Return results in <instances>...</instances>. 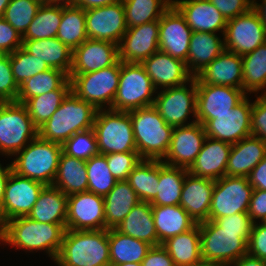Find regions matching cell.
<instances>
[{"label":"cell","instance_id":"obj_1","mask_svg":"<svg viewBox=\"0 0 266 266\" xmlns=\"http://www.w3.org/2000/svg\"><path fill=\"white\" fill-rule=\"evenodd\" d=\"M66 225L43 223L31 218L17 217L1 226V241L28 251L45 250L55 261L63 241Z\"/></svg>","mask_w":266,"mask_h":266},{"label":"cell","instance_id":"obj_2","mask_svg":"<svg viewBox=\"0 0 266 266\" xmlns=\"http://www.w3.org/2000/svg\"><path fill=\"white\" fill-rule=\"evenodd\" d=\"M55 262L58 266H109V229H66Z\"/></svg>","mask_w":266,"mask_h":266},{"label":"cell","instance_id":"obj_3","mask_svg":"<svg viewBox=\"0 0 266 266\" xmlns=\"http://www.w3.org/2000/svg\"><path fill=\"white\" fill-rule=\"evenodd\" d=\"M97 111L71 90L56 112L38 129V135L44 140L63 145L74 134L92 129Z\"/></svg>","mask_w":266,"mask_h":266},{"label":"cell","instance_id":"obj_4","mask_svg":"<svg viewBox=\"0 0 266 266\" xmlns=\"http://www.w3.org/2000/svg\"><path fill=\"white\" fill-rule=\"evenodd\" d=\"M128 113L140 158L163 161L170 146L173 127L165 122L153 105Z\"/></svg>","mask_w":266,"mask_h":266},{"label":"cell","instance_id":"obj_5","mask_svg":"<svg viewBox=\"0 0 266 266\" xmlns=\"http://www.w3.org/2000/svg\"><path fill=\"white\" fill-rule=\"evenodd\" d=\"M62 153V145L42 139L39 135L14 156L12 171L17 175L52 185Z\"/></svg>","mask_w":266,"mask_h":266},{"label":"cell","instance_id":"obj_6","mask_svg":"<svg viewBox=\"0 0 266 266\" xmlns=\"http://www.w3.org/2000/svg\"><path fill=\"white\" fill-rule=\"evenodd\" d=\"M203 261L230 266L247 254L249 235L245 231L224 230L214 221L199 223Z\"/></svg>","mask_w":266,"mask_h":266},{"label":"cell","instance_id":"obj_7","mask_svg":"<svg viewBox=\"0 0 266 266\" xmlns=\"http://www.w3.org/2000/svg\"><path fill=\"white\" fill-rule=\"evenodd\" d=\"M93 129L99 154L137 152L128 112L111 109L98 110Z\"/></svg>","mask_w":266,"mask_h":266},{"label":"cell","instance_id":"obj_8","mask_svg":"<svg viewBox=\"0 0 266 266\" xmlns=\"http://www.w3.org/2000/svg\"><path fill=\"white\" fill-rule=\"evenodd\" d=\"M156 90L141 63L121 62L119 84L110 109L129 112L152 106Z\"/></svg>","mask_w":266,"mask_h":266},{"label":"cell","instance_id":"obj_9","mask_svg":"<svg viewBox=\"0 0 266 266\" xmlns=\"http://www.w3.org/2000/svg\"><path fill=\"white\" fill-rule=\"evenodd\" d=\"M38 136L34 125L23 103L17 101L0 104V153L14 156L27 143Z\"/></svg>","mask_w":266,"mask_h":266},{"label":"cell","instance_id":"obj_10","mask_svg":"<svg viewBox=\"0 0 266 266\" xmlns=\"http://www.w3.org/2000/svg\"><path fill=\"white\" fill-rule=\"evenodd\" d=\"M121 61L114 65L83 74H69L71 90L97 110L111 108L119 84Z\"/></svg>","mask_w":266,"mask_h":266},{"label":"cell","instance_id":"obj_11","mask_svg":"<svg viewBox=\"0 0 266 266\" xmlns=\"http://www.w3.org/2000/svg\"><path fill=\"white\" fill-rule=\"evenodd\" d=\"M187 84L164 88L155 96L154 107L157 109L165 122L174 127L186 126L197 122V87L196 77ZM192 113L194 121L186 123L188 116Z\"/></svg>","mask_w":266,"mask_h":266},{"label":"cell","instance_id":"obj_12","mask_svg":"<svg viewBox=\"0 0 266 266\" xmlns=\"http://www.w3.org/2000/svg\"><path fill=\"white\" fill-rule=\"evenodd\" d=\"M253 190L248 177L224 176L216 180L208 220L248 212Z\"/></svg>","mask_w":266,"mask_h":266},{"label":"cell","instance_id":"obj_13","mask_svg":"<svg viewBox=\"0 0 266 266\" xmlns=\"http://www.w3.org/2000/svg\"><path fill=\"white\" fill-rule=\"evenodd\" d=\"M225 50L244 55L266 42L265 28L252 8L248 12L227 20L223 34Z\"/></svg>","mask_w":266,"mask_h":266},{"label":"cell","instance_id":"obj_14","mask_svg":"<svg viewBox=\"0 0 266 266\" xmlns=\"http://www.w3.org/2000/svg\"><path fill=\"white\" fill-rule=\"evenodd\" d=\"M196 120L203 126L215 115L231 112L247 95L243 89L222 85L202 84L196 78Z\"/></svg>","mask_w":266,"mask_h":266},{"label":"cell","instance_id":"obj_15","mask_svg":"<svg viewBox=\"0 0 266 266\" xmlns=\"http://www.w3.org/2000/svg\"><path fill=\"white\" fill-rule=\"evenodd\" d=\"M252 106L253 102L246 96L231 112L215 115V119H210L204 125L207 137L233 145L251 136Z\"/></svg>","mask_w":266,"mask_h":266},{"label":"cell","instance_id":"obj_16","mask_svg":"<svg viewBox=\"0 0 266 266\" xmlns=\"http://www.w3.org/2000/svg\"><path fill=\"white\" fill-rule=\"evenodd\" d=\"M46 185L11 171L2 204V225L17 217H26Z\"/></svg>","mask_w":266,"mask_h":266},{"label":"cell","instance_id":"obj_17","mask_svg":"<svg viewBox=\"0 0 266 266\" xmlns=\"http://www.w3.org/2000/svg\"><path fill=\"white\" fill-rule=\"evenodd\" d=\"M88 39L119 45L127 28L123 2L85 10Z\"/></svg>","mask_w":266,"mask_h":266},{"label":"cell","instance_id":"obj_18","mask_svg":"<svg viewBox=\"0 0 266 266\" xmlns=\"http://www.w3.org/2000/svg\"><path fill=\"white\" fill-rule=\"evenodd\" d=\"M66 229H105L104 197L90 191L69 195Z\"/></svg>","mask_w":266,"mask_h":266},{"label":"cell","instance_id":"obj_19","mask_svg":"<svg viewBox=\"0 0 266 266\" xmlns=\"http://www.w3.org/2000/svg\"><path fill=\"white\" fill-rule=\"evenodd\" d=\"M206 137L204 126L200 122L174 127L168 152L162 162L169 166L189 169Z\"/></svg>","mask_w":266,"mask_h":266},{"label":"cell","instance_id":"obj_20","mask_svg":"<svg viewBox=\"0 0 266 266\" xmlns=\"http://www.w3.org/2000/svg\"><path fill=\"white\" fill-rule=\"evenodd\" d=\"M192 29L172 4L159 19V50L187 61Z\"/></svg>","mask_w":266,"mask_h":266},{"label":"cell","instance_id":"obj_21","mask_svg":"<svg viewBox=\"0 0 266 266\" xmlns=\"http://www.w3.org/2000/svg\"><path fill=\"white\" fill-rule=\"evenodd\" d=\"M159 50V20L144 23L126 30L119 45V60L142 63Z\"/></svg>","mask_w":266,"mask_h":266},{"label":"cell","instance_id":"obj_22","mask_svg":"<svg viewBox=\"0 0 266 266\" xmlns=\"http://www.w3.org/2000/svg\"><path fill=\"white\" fill-rule=\"evenodd\" d=\"M119 60L118 45L104 40L87 39L73 50L70 74L98 71Z\"/></svg>","mask_w":266,"mask_h":266},{"label":"cell","instance_id":"obj_23","mask_svg":"<svg viewBox=\"0 0 266 266\" xmlns=\"http://www.w3.org/2000/svg\"><path fill=\"white\" fill-rule=\"evenodd\" d=\"M156 89L177 87L193 78L186 63L158 50L141 63Z\"/></svg>","mask_w":266,"mask_h":266},{"label":"cell","instance_id":"obj_24","mask_svg":"<svg viewBox=\"0 0 266 266\" xmlns=\"http://www.w3.org/2000/svg\"><path fill=\"white\" fill-rule=\"evenodd\" d=\"M193 32L224 34L227 20L209 0H172Z\"/></svg>","mask_w":266,"mask_h":266},{"label":"cell","instance_id":"obj_25","mask_svg":"<svg viewBox=\"0 0 266 266\" xmlns=\"http://www.w3.org/2000/svg\"><path fill=\"white\" fill-rule=\"evenodd\" d=\"M214 185L212 179L197 177L189 172L185 176L179 205L197 224L208 220Z\"/></svg>","mask_w":266,"mask_h":266},{"label":"cell","instance_id":"obj_26","mask_svg":"<svg viewBox=\"0 0 266 266\" xmlns=\"http://www.w3.org/2000/svg\"><path fill=\"white\" fill-rule=\"evenodd\" d=\"M243 59L224 50L195 77L202 84L222 85L243 89Z\"/></svg>","mask_w":266,"mask_h":266},{"label":"cell","instance_id":"obj_27","mask_svg":"<svg viewBox=\"0 0 266 266\" xmlns=\"http://www.w3.org/2000/svg\"><path fill=\"white\" fill-rule=\"evenodd\" d=\"M231 148L232 145L229 143L206 137L188 172L214 181L224 177Z\"/></svg>","mask_w":266,"mask_h":266},{"label":"cell","instance_id":"obj_28","mask_svg":"<svg viewBox=\"0 0 266 266\" xmlns=\"http://www.w3.org/2000/svg\"><path fill=\"white\" fill-rule=\"evenodd\" d=\"M265 156V141L252 135L243 138L232 145L225 176L248 177Z\"/></svg>","mask_w":266,"mask_h":266},{"label":"cell","instance_id":"obj_29","mask_svg":"<svg viewBox=\"0 0 266 266\" xmlns=\"http://www.w3.org/2000/svg\"><path fill=\"white\" fill-rule=\"evenodd\" d=\"M225 50L224 40L216 33L192 32L186 67L195 77Z\"/></svg>","mask_w":266,"mask_h":266},{"label":"cell","instance_id":"obj_30","mask_svg":"<svg viewBox=\"0 0 266 266\" xmlns=\"http://www.w3.org/2000/svg\"><path fill=\"white\" fill-rule=\"evenodd\" d=\"M22 48L32 56L44 61L50 68L59 69L69 76L73 51L57 37L23 40Z\"/></svg>","mask_w":266,"mask_h":266},{"label":"cell","instance_id":"obj_31","mask_svg":"<svg viewBox=\"0 0 266 266\" xmlns=\"http://www.w3.org/2000/svg\"><path fill=\"white\" fill-rule=\"evenodd\" d=\"M68 196L59 188L46 185L28 218L38 222L66 225Z\"/></svg>","mask_w":266,"mask_h":266},{"label":"cell","instance_id":"obj_32","mask_svg":"<svg viewBox=\"0 0 266 266\" xmlns=\"http://www.w3.org/2000/svg\"><path fill=\"white\" fill-rule=\"evenodd\" d=\"M158 245L192 229L197 223L180 205L152 206Z\"/></svg>","mask_w":266,"mask_h":266},{"label":"cell","instance_id":"obj_33","mask_svg":"<svg viewBox=\"0 0 266 266\" xmlns=\"http://www.w3.org/2000/svg\"><path fill=\"white\" fill-rule=\"evenodd\" d=\"M115 229L124 235L144 241L151 246L158 245L152 205L148 202L141 201L134 206Z\"/></svg>","mask_w":266,"mask_h":266},{"label":"cell","instance_id":"obj_34","mask_svg":"<svg viewBox=\"0 0 266 266\" xmlns=\"http://www.w3.org/2000/svg\"><path fill=\"white\" fill-rule=\"evenodd\" d=\"M140 201L127 180L117 181L104 196L105 229L116 228Z\"/></svg>","mask_w":266,"mask_h":266},{"label":"cell","instance_id":"obj_35","mask_svg":"<svg viewBox=\"0 0 266 266\" xmlns=\"http://www.w3.org/2000/svg\"><path fill=\"white\" fill-rule=\"evenodd\" d=\"M52 186L67 196L88 191L86 161L61 153Z\"/></svg>","mask_w":266,"mask_h":266},{"label":"cell","instance_id":"obj_36","mask_svg":"<svg viewBox=\"0 0 266 266\" xmlns=\"http://www.w3.org/2000/svg\"><path fill=\"white\" fill-rule=\"evenodd\" d=\"M161 245L175 266H192L202 261L199 224L187 232L167 239Z\"/></svg>","mask_w":266,"mask_h":266},{"label":"cell","instance_id":"obj_37","mask_svg":"<svg viewBox=\"0 0 266 266\" xmlns=\"http://www.w3.org/2000/svg\"><path fill=\"white\" fill-rule=\"evenodd\" d=\"M53 90H71V81L65 72L49 68L34 75L19 86L17 102L24 104L30 98Z\"/></svg>","mask_w":266,"mask_h":266},{"label":"cell","instance_id":"obj_38","mask_svg":"<svg viewBox=\"0 0 266 266\" xmlns=\"http://www.w3.org/2000/svg\"><path fill=\"white\" fill-rule=\"evenodd\" d=\"M188 169L169 166L159 160V184L152 206L179 205L181 190Z\"/></svg>","mask_w":266,"mask_h":266},{"label":"cell","instance_id":"obj_39","mask_svg":"<svg viewBox=\"0 0 266 266\" xmlns=\"http://www.w3.org/2000/svg\"><path fill=\"white\" fill-rule=\"evenodd\" d=\"M152 246L144 241L135 239L117 231L109 229V252L111 264L127 262L142 263L148 250Z\"/></svg>","mask_w":266,"mask_h":266},{"label":"cell","instance_id":"obj_40","mask_svg":"<svg viewBox=\"0 0 266 266\" xmlns=\"http://www.w3.org/2000/svg\"><path fill=\"white\" fill-rule=\"evenodd\" d=\"M56 37L72 51L88 39L85 10L62 4V17Z\"/></svg>","mask_w":266,"mask_h":266},{"label":"cell","instance_id":"obj_41","mask_svg":"<svg viewBox=\"0 0 266 266\" xmlns=\"http://www.w3.org/2000/svg\"><path fill=\"white\" fill-rule=\"evenodd\" d=\"M140 201L151 203L157 196L159 160L141 159L127 179Z\"/></svg>","mask_w":266,"mask_h":266},{"label":"cell","instance_id":"obj_42","mask_svg":"<svg viewBox=\"0 0 266 266\" xmlns=\"http://www.w3.org/2000/svg\"><path fill=\"white\" fill-rule=\"evenodd\" d=\"M243 59V91L248 94L266 93V42L254 51L242 55Z\"/></svg>","mask_w":266,"mask_h":266},{"label":"cell","instance_id":"obj_43","mask_svg":"<svg viewBox=\"0 0 266 266\" xmlns=\"http://www.w3.org/2000/svg\"><path fill=\"white\" fill-rule=\"evenodd\" d=\"M127 28L159 20L172 0H122Z\"/></svg>","mask_w":266,"mask_h":266},{"label":"cell","instance_id":"obj_44","mask_svg":"<svg viewBox=\"0 0 266 266\" xmlns=\"http://www.w3.org/2000/svg\"><path fill=\"white\" fill-rule=\"evenodd\" d=\"M62 17V4L41 5L22 40L56 37Z\"/></svg>","mask_w":266,"mask_h":266},{"label":"cell","instance_id":"obj_45","mask_svg":"<svg viewBox=\"0 0 266 266\" xmlns=\"http://www.w3.org/2000/svg\"><path fill=\"white\" fill-rule=\"evenodd\" d=\"M71 90H53L28 99L24 105L34 125L39 129L56 112Z\"/></svg>","mask_w":266,"mask_h":266},{"label":"cell","instance_id":"obj_46","mask_svg":"<svg viewBox=\"0 0 266 266\" xmlns=\"http://www.w3.org/2000/svg\"><path fill=\"white\" fill-rule=\"evenodd\" d=\"M88 176V191L96 195L106 196L115 186L117 180L106 162V157L102 154L92 156L86 161Z\"/></svg>","mask_w":266,"mask_h":266},{"label":"cell","instance_id":"obj_47","mask_svg":"<svg viewBox=\"0 0 266 266\" xmlns=\"http://www.w3.org/2000/svg\"><path fill=\"white\" fill-rule=\"evenodd\" d=\"M40 7L36 0H10L3 18L23 36Z\"/></svg>","mask_w":266,"mask_h":266},{"label":"cell","instance_id":"obj_48","mask_svg":"<svg viewBox=\"0 0 266 266\" xmlns=\"http://www.w3.org/2000/svg\"><path fill=\"white\" fill-rule=\"evenodd\" d=\"M10 65L18 86L34 75L46 71L50 67L44 62L26 52L22 47L9 54Z\"/></svg>","mask_w":266,"mask_h":266},{"label":"cell","instance_id":"obj_49","mask_svg":"<svg viewBox=\"0 0 266 266\" xmlns=\"http://www.w3.org/2000/svg\"><path fill=\"white\" fill-rule=\"evenodd\" d=\"M62 152L85 161L99 154L94 129L74 134L62 145Z\"/></svg>","mask_w":266,"mask_h":266},{"label":"cell","instance_id":"obj_50","mask_svg":"<svg viewBox=\"0 0 266 266\" xmlns=\"http://www.w3.org/2000/svg\"><path fill=\"white\" fill-rule=\"evenodd\" d=\"M104 156L117 181L127 180L131 171L141 161L138 152L110 153Z\"/></svg>","mask_w":266,"mask_h":266},{"label":"cell","instance_id":"obj_51","mask_svg":"<svg viewBox=\"0 0 266 266\" xmlns=\"http://www.w3.org/2000/svg\"><path fill=\"white\" fill-rule=\"evenodd\" d=\"M18 93L19 86L14 79L9 54H7L0 60V101H17Z\"/></svg>","mask_w":266,"mask_h":266},{"label":"cell","instance_id":"obj_52","mask_svg":"<svg viewBox=\"0 0 266 266\" xmlns=\"http://www.w3.org/2000/svg\"><path fill=\"white\" fill-rule=\"evenodd\" d=\"M252 136L258 137L266 142V93L253 102L251 112Z\"/></svg>","mask_w":266,"mask_h":266},{"label":"cell","instance_id":"obj_53","mask_svg":"<svg viewBox=\"0 0 266 266\" xmlns=\"http://www.w3.org/2000/svg\"><path fill=\"white\" fill-rule=\"evenodd\" d=\"M247 254L266 261V225L254 223L247 243Z\"/></svg>","mask_w":266,"mask_h":266},{"label":"cell","instance_id":"obj_54","mask_svg":"<svg viewBox=\"0 0 266 266\" xmlns=\"http://www.w3.org/2000/svg\"><path fill=\"white\" fill-rule=\"evenodd\" d=\"M213 221L224 230L245 231L249 236L254 226V222L247 212L219 217Z\"/></svg>","mask_w":266,"mask_h":266},{"label":"cell","instance_id":"obj_55","mask_svg":"<svg viewBox=\"0 0 266 266\" xmlns=\"http://www.w3.org/2000/svg\"><path fill=\"white\" fill-rule=\"evenodd\" d=\"M226 20L233 19L252 9L253 0H209Z\"/></svg>","mask_w":266,"mask_h":266},{"label":"cell","instance_id":"obj_56","mask_svg":"<svg viewBox=\"0 0 266 266\" xmlns=\"http://www.w3.org/2000/svg\"><path fill=\"white\" fill-rule=\"evenodd\" d=\"M22 36L3 18H0V50L6 54L22 47Z\"/></svg>","mask_w":266,"mask_h":266},{"label":"cell","instance_id":"obj_57","mask_svg":"<svg viewBox=\"0 0 266 266\" xmlns=\"http://www.w3.org/2000/svg\"><path fill=\"white\" fill-rule=\"evenodd\" d=\"M247 213L254 223L256 219H260L261 222L266 219V190H253Z\"/></svg>","mask_w":266,"mask_h":266},{"label":"cell","instance_id":"obj_58","mask_svg":"<svg viewBox=\"0 0 266 266\" xmlns=\"http://www.w3.org/2000/svg\"><path fill=\"white\" fill-rule=\"evenodd\" d=\"M142 266H175L166 249L160 244L152 246L146 257L142 260Z\"/></svg>","mask_w":266,"mask_h":266},{"label":"cell","instance_id":"obj_59","mask_svg":"<svg viewBox=\"0 0 266 266\" xmlns=\"http://www.w3.org/2000/svg\"><path fill=\"white\" fill-rule=\"evenodd\" d=\"M248 179L254 189L266 190V156L251 171Z\"/></svg>","mask_w":266,"mask_h":266},{"label":"cell","instance_id":"obj_60","mask_svg":"<svg viewBox=\"0 0 266 266\" xmlns=\"http://www.w3.org/2000/svg\"><path fill=\"white\" fill-rule=\"evenodd\" d=\"M12 171L11 163L6 167L0 163V226H2V204L4 201L5 186Z\"/></svg>","mask_w":266,"mask_h":266},{"label":"cell","instance_id":"obj_61","mask_svg":"<svg viewBox=\"0 0 266 266\" xmlns=\"http://www.w3.org/2000/svg\"><path fill=\"white\" fill-rule=\"evenodd\" d=\"M120 1L122 0H76L74 5L87 10L102 7L105 5H111Z\"/></svg>","mask_w":266,"mask_h":266},{"label":"cell","instance_id":"obj_62","mask_svg":"<svg viewBox=\"0 0 266 266\" xmlns=\"http://www.w3.org/2000/svg\"><path fill=\"white\" fill-rule=\"evenodd\" d=\"M230 266H266V261L246 254L233 262Z\"/></svg>","mask_w":266,"mask_h":266},{"label":"cell","instance_id":"obj_63","mask_svg":"<svg viewBox=\"0 0 266 266\" xmlns=\"http://www.w3.org/2000/svg\"><path fill=\"white\" fill-rule=\"evenodd\" d=\"M262 3H257L256 0H253L252 8L258 14L260 21L264 25L266 33V0H262Z\"/></svg>","mask_w":266,"mask_h":266},{"label":"cell","instance_id":"obj_64","mask_svg":"<svg viewBox=\"0 0 266 266\" xmlns=\"http://www.w3.org/2000/svg\"><path fill=\"white\" fill-rule=\"evenodd\" d=\"M192 266H225L223 264H220V263H216V262H208V261H201L197 264H194Z\"/></svg>","mask_w":266,"mask_h":266},{"label":"cell","instance_id":"obj_65","mask_svg":"<svg viewBox=\"0 0 266 266\" xmlns=\"http://www.w3.org/2000/svg\"><path fill=\"white\" fill-rule=\"evenodd\" d=\"M9 3L10 0H0V18L3 17L5 9Z\"/></svg>","mask_w":266,"mask_h":266},{"label":"cell","instance_id":"obj_66","mask_svg":"<svg viewBox=\"0 0 266 266\" xmlns=\"http://www.w3.org/2000/svg\"><path fill=\"white\" fill-rule=\"evenodd\" d=\"M76 0H54V4L74 5Z\"/></svg>","mask_w":266,"mask_h":266},{"label":"cell","instance_id":"obj_67","mask_svg":"<svg viewBox=\"0 0 266 266\" xmlns=\"http://www.w3.org/2000/svg\"><path fill=\"white\" fill-rule=\"evenodd\" d=\"M111 266H142V263L127 262L123 264H110Z\"/></svg>","mask_w":266,"mask_h":266},{"label":"cell","instance_id":"obj_68","mask_svg":"<svg viewBox=\"0 0 266 266\" xmlns=\"http://www.w3.org/2000/svg\"><path fill=\"white\" fill-rule=\"evenodd\" d=\"M41 5H52L54 4V0H36Z\"/></svg>","mask_w":266,"mask_h":266},{"label":"cell","instance_id":"obj_69","mask_svg":"<svg viewBox=\"0 0 266 266\" xmlns=\"http://www.w3.org/2000/svg\"><path fill=\"white\" fill-rule=\"evenodd\" d=\"M7 54L3 51L0 50V60H2Z\"/></svg>","mask_w":266,"mask_h":266}]
</instances>
